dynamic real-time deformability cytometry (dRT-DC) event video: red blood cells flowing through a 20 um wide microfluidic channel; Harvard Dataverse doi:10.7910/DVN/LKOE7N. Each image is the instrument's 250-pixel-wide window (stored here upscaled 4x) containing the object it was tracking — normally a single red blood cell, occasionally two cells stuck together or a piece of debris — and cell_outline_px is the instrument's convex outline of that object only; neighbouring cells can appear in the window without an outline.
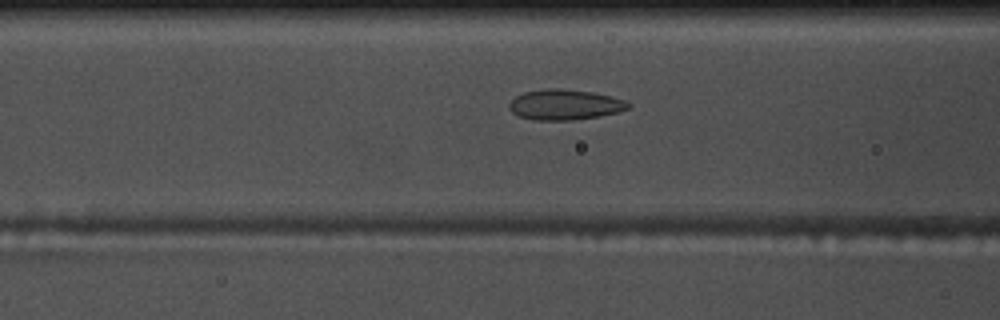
{"species": "common noctule bat (a hibernating species)", "species_latin": "Nyctalus noctula", "temperature_condition": "warm", "stored_images_in_passage": 40, "camera_frame_rate_fps": 3000, "um_per_image_px": 0.085, "animal": {"sex": "male", "body_mass_g": 17.5, "forearm_length_mm": 52.3}, "frame": {"image": 1, "passage_image": 7, "time_ms": 2.0, "image_size_px": [1000, 320], "cell_outline_px": [[632, 104], [628, 108], [616, 112], [600, 116], [572, 120], [532, 120], [520, 116], [512, 112], [508, 108], [508, 104], [516, 96], [524, 92], [548, 88], [556, 88], [592, 92], [624, 100]], "centroid_in_image_um": [47.97, 8.9], "position_along_channel_um": 118.6, "area_um2": 20.92}}
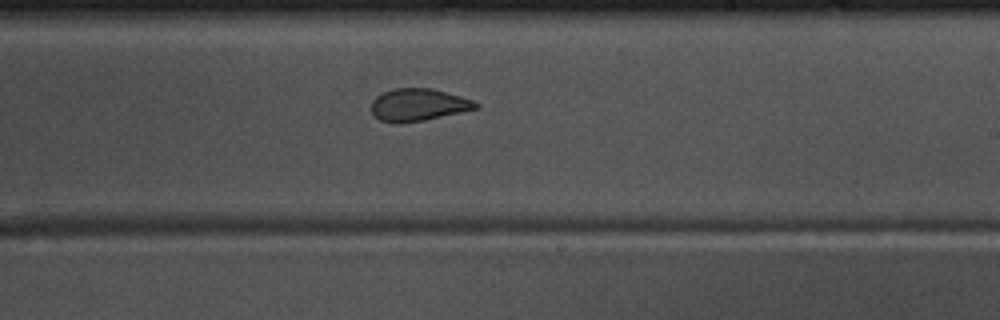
{"frame": {"image": 2, "passage_image": 18, "time_ms": 5.667, "image_size_px": [1000, 320], "cell_outline_px": [[480, 108], [424, 120], [400, 124], [396, 124], [380, 120], [372, 112], [372, 100], [376, 96], [384, 92], [396, 88], [432, 88], [460, 96], [472, 100], [480, 104]], "centroid_in_image_um": [35.57, 8.92], "position_along_channel_um": 253.4, "area_um2": 19.71}}
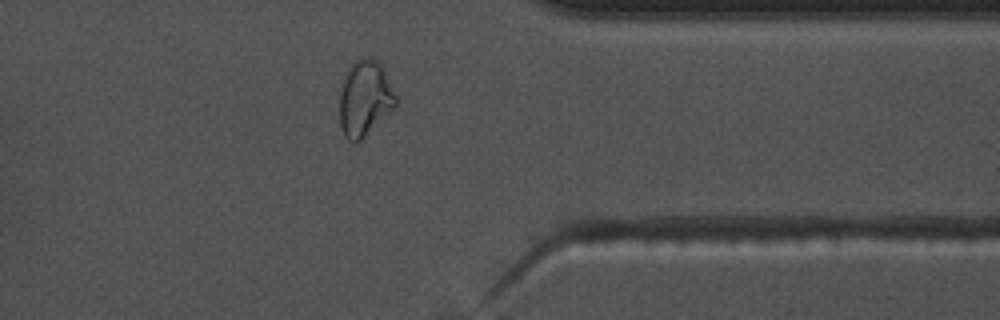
{"frame": {"image": 3, "passage_image": 29, "time_ms": 9.333, "image_size_px": [1000, 320], "cell_outline_px": [[396, 108], [356, 144], [352, 144], [344, 136], [340, 124], [340, 92], [348, 68], [356, 60], [376, 60], [380, 64], [396, 96]], "centroid_in_image_um": [31.0, 8.45], "position_along_channel_um": 380.4, "area_um2": 24.39}, "authors_computed_cell_mechanics": {"area_um2": 20.8947, "velocity_mm_per_s": 3.6822, "shape_relaxation_time_tau1_ms": null, "shape_relaxation_time_tau2_ms": 1.2032, "deformation_change_tau1": null, "deformation_change_tau2": 0.0573}}